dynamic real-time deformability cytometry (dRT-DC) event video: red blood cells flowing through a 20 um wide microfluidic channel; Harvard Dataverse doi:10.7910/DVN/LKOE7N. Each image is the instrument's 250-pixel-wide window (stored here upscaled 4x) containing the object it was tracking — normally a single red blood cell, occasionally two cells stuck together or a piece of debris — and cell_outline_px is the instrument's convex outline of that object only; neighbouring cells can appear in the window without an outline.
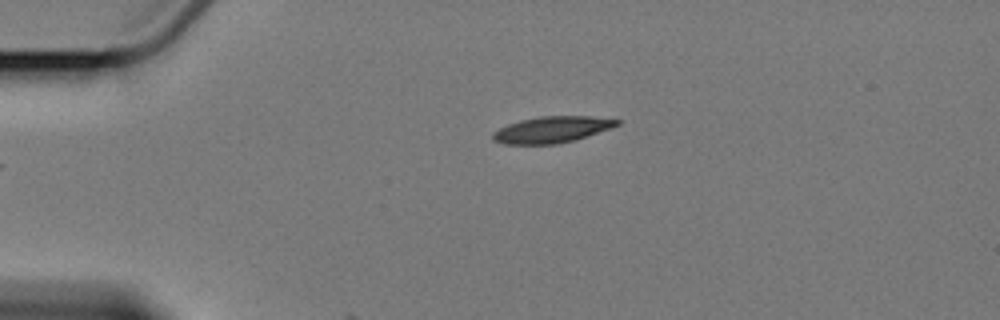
{"species": "Egyptian fruit bat (a non-hibernating species)", "species_latin": "Rousettus aegyptiacus", "temperature_condition": "cold", "stored_images_in_passage": 2, "camera_frame_rate_fps": 3000, "um_per_image_px": 0.085, "animal": {"sex": "female"}, "frame": {"image": 1, "passage_image": 1, "time_ms": 0.0, "image_size_px": [1000, 320], "cell_outline_px": [[620, 124], [612, 128], [576, 140], [556, 144], [504, 144], [492, 140], [492, 132], [508, 124], [520, 120], [540, 116], [592, 116], [620, 120]], "centroid_in_image_um": [46.92, 11.02], "position_along_channel_um": 38.1, "area_um2": 19.19}}